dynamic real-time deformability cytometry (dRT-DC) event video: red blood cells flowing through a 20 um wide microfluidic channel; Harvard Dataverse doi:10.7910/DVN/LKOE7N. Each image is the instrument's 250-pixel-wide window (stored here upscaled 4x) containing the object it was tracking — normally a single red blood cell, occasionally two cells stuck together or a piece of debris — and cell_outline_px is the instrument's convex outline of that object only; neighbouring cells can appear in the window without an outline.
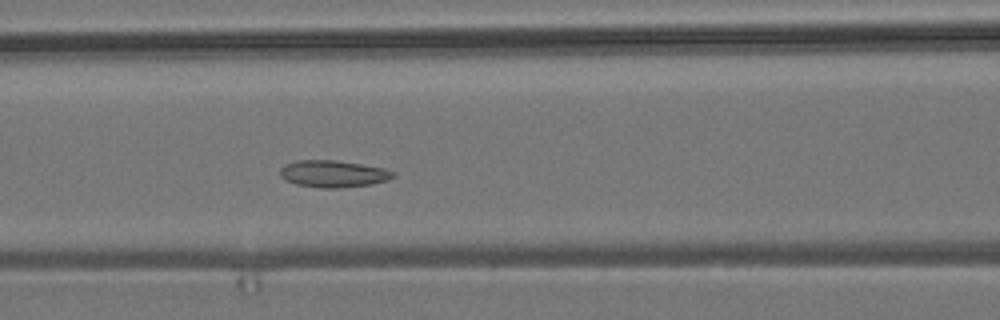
{"species": "common noctule bat (a hibernating species)", "species_latin": "Nyctalus noctula", "temperature_condition": "room temperature", "stored_images_in_passage": 4, "camera_frame_rate_fps": 3000, "um_per_image_px": 0.085, "animal": {"sex": "male", "body_mass_g": 19.2, "forearm_length_mm": 51.8}, "frame": {"image": 1, "passage_image": 4, "time_ms": 3.333, "image_size_px": [1000, 320], "cell_outline_px": [[396, 176], [388, 180], [372, 184], [340, 188], [320, 188], [296, 184], [280, 176], [280, 168], [284, 164], [296, 160], [336, 160], [384, 168], [396, 172]], "centroid_in_image_um": [28.34, 14.77], "position_along_channel_um": 138.3, "area_um2": 17.86}}